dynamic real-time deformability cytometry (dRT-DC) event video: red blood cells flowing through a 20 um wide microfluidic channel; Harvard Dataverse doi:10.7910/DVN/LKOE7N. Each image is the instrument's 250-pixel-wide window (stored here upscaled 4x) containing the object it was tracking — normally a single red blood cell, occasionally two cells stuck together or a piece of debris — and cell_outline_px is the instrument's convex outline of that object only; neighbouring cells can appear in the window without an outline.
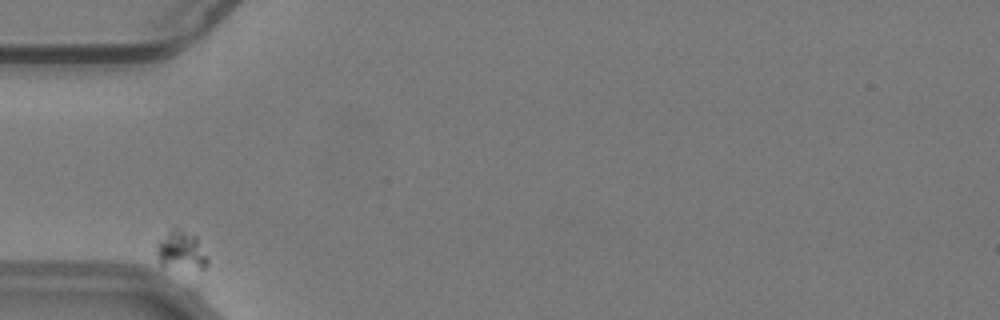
{"species": "common noctule bat (a hibernating species)", "species_latin": "Nyctalus noctula", "temperature_condition": "warm", "stored_images_in_passage": 34, "camera_frame_rate_fps": 3000, "um_per_image_px": 0.085, "animal": {"sex": "male", "body_mass_g": 19.2, "forearm_length_mm": 51.8}, "frame": {"image": 1, "passage_image": 1, "time_ms": 0.0, "image_size_px": [1000, 320], "cell_outline_px": [[208, 264], [204, 268], [200, 268], [160, 264], [156, 256], [156, 244], [172, 228], [176, 228], [196, 236], [208, 256]], "centroid_in_image_um": [15.4, 21.26], "position_along_channel_um": 69.6, "area_um2": 11.1}}
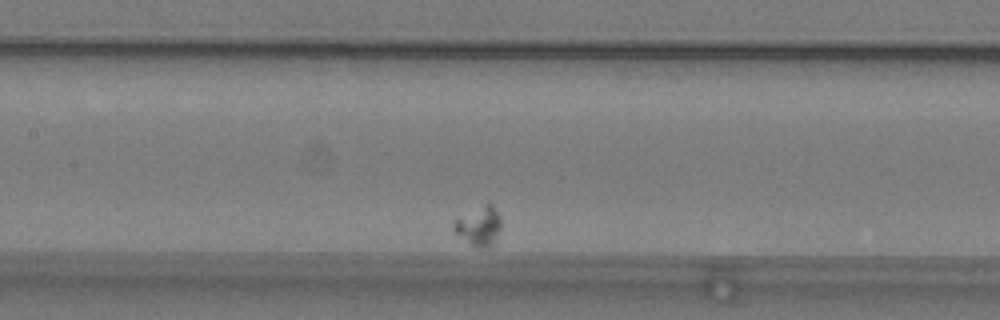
{"frame": {"image": 2, "passage_image": 12, "time_ms": 3.667, "image_size_px": [1000, 320], "cell_outline_px": [[500, 228], [492, 244], [488, 248], [472, 248], [452, 232], [452, 224], [456, 220], [484, 204], [492, 204], [500, 216]], "centroid_in_image_um": [40.66, 19.28], "position_along_channel_um": 166.7, "area_um2": 10.87}}